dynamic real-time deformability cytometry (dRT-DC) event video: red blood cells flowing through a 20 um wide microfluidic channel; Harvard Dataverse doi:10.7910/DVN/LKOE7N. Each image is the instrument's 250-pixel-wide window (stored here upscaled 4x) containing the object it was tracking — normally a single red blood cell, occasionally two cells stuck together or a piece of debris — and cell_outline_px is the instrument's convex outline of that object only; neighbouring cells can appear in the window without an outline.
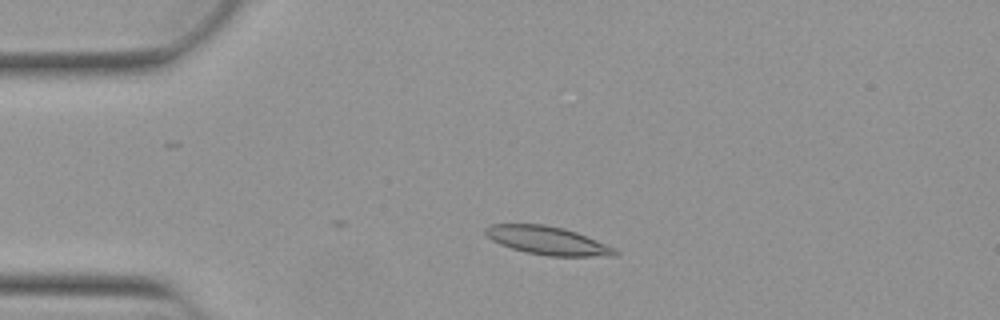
{"species": "Egyptian fruit bat (a non-hibernating species)", "species_latin": "Rousettus aegyptiacus", "temperature_condition": "warm", "stored_images_in_passage": 11, "camera_frame_rate_fps": 3000, "um_per_image_px": 0.085, "animal": {"sex": "female"}, "frame": {"image": 1, "passage_image": 1, "time_ms": 0.0, "image_size_px": [1000, 320], "cell_outline_px": [[620, 252], [616, 256], [548, 256], [524, 252], [500, 244], [492, 240], [484, 232], [484, 228], [488, 224], [544, 224], [564, 228], [576, 232], [616, 248]], "centroid_in_image_um": [46.54, 20.45], "position_along_channel_um": 38.5, "area_um2": 21.44}}
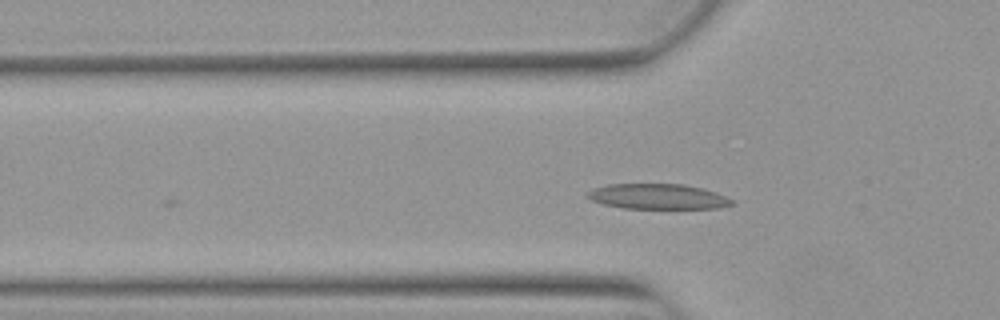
{"frame": {"image": 2, "passage_image": 6, "time_ms": 1.667, "image_size_px": [1000, 320], "cell_outline_px": [[736, 204], [720, 208], [624, 208], [604, 204], [592, 200], [584, 196], [592, 188], [608, 184], [684, 184], [716, 192], [728, 196], [736, 200]], "centroid_in_image_um": [55.96, 16.7], "position_along_channel_um": 69.8, "area_um2": 21.44}}
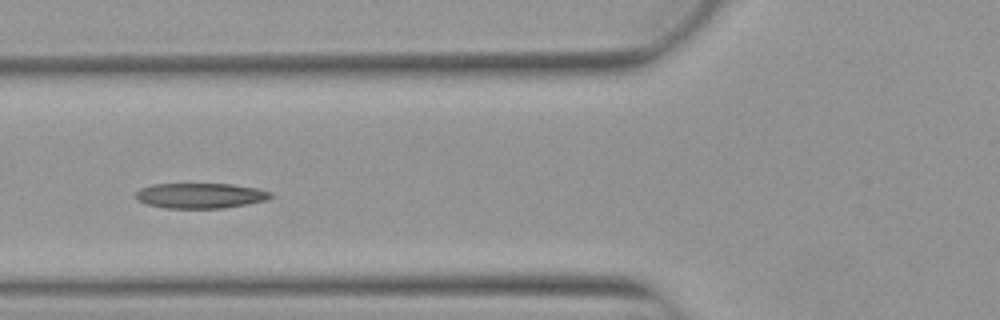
{"frame": {"image": 3, "passage_image": 9, "time_ms": 2.667, "image_size_px": [1000, 320], "cell_outline_px": [[272, 196], [268, 200], [248, 204], [224, 208], [164, 208], [148, 204], [140, 200], [136, 196], [136, 192], [140, 188], [152, 184], [232, 184], [256, 188], [272, 192]], "centroid_in_image_um": [17.07, 16.63], "position_along_channel_um": 108.7, "area_um2": 19.83}}